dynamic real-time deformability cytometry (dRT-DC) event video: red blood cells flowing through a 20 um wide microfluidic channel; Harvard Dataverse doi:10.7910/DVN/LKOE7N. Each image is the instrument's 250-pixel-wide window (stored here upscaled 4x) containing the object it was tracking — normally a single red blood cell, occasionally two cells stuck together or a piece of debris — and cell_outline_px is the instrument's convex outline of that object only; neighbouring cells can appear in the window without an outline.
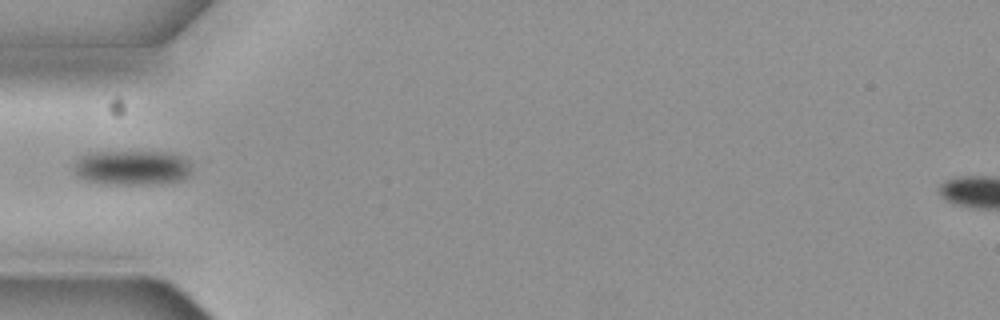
{"species": "common noctule bat (a hibernating species)", "species_latin": "Nyctalus noctula", "temperature_condition": "cold", "stored_images_in_passage": 4, "camera_frame_rate_fps": 3000, "um_per_image_px": 0.085, "animal": {"sex": "female", "body_mass_g": 19.3, "forearm_length_mm": 54.1}, "frame": {"image": 1, "passage_image": 4, "time_ms": 1.0, "image_size_px": [1000, 320], "cell_outline_px": [[192, 172], [184, 180], [160, 184], [104, 184], [88, 180], [80, 176], [76, 172], [76, 160], [80, 156], [96, 152], [168, 152], [180, 156], [188, 160], [192, 164]], "centroid_in_image_um": [11.33, 14.26], "position_along_channel_um": 73.7, "area_um2": 23.93}}